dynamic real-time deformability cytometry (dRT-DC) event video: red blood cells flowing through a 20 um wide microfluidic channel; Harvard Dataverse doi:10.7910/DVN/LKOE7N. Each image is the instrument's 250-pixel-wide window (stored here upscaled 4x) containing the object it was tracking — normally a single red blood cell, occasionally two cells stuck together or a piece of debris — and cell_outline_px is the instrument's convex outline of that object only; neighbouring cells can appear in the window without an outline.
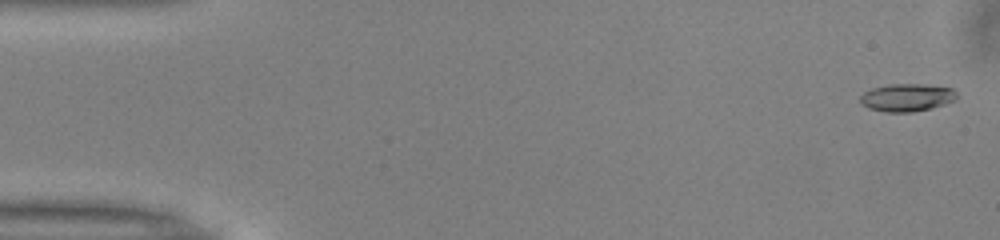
{"species": "common noctule bat (a hibernating species)", "species_latin": "Nyctalus noctula", "temperature_condition": "warm", "stored_images_in_passage": 52, "camera_frame_rate_fps": 3000, "um_per_image_px": 0.085, "animal": {"sex": "male", "body_mass_g": 13.0, "forearm_length_mm": 53.1}, "frame": {"image": 1, "passage_image": 2, "time_ms": 0.333, "image_size_px": [1000, 240], "cell_outline_px": [[956, 100], [932, 108], [912, 112], [884, 112], [868, 108], [860, 100], [860, 96], [864, 92], [872, 88], [888, 84], [924, 84], [952, 88], [956, 92]], "centroid_in_image_um": [77.09, 8.29], "position_along_channel_um": 7.9, "area_um2": 15.61}}
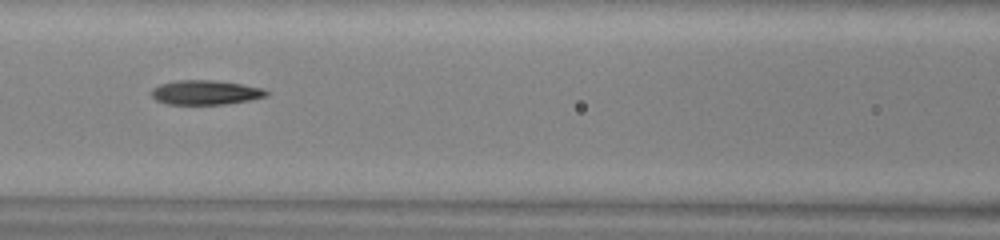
{"frame": {"image": 2, "passage_image": 23, "time_ms": 7.333, "image_size_px": [1000, 240], "cell_outline_px": [[268, 96], [248, 100], [224, 104], [168, 104], [156, 100], [152, 96], [152, 88], [160, 84], [176, 80], [212, 80], [240, 84], [264, 88], [268, 92]], "centroid_in_image_um": [17.46, 7.85], "position_along_channel_um": 149.1, "area_um2": 16.24}}
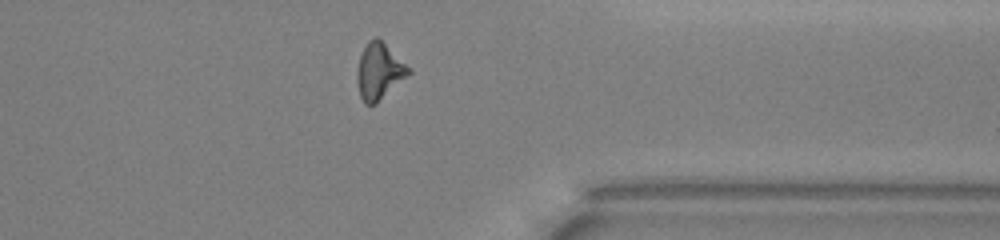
{"frame": {"image": 3, "passage_image": 41, "time_ms": 13.333, "image_size_px": [1000, 240], "cell_outline_px": [[412, 72], [376, 104], [364, 104], [360, 96], [356, 80], [356, 72], [360, 56], [368, 40], [376, 36], [412, 68]], "centroid_in_image_um": [32.23, 6.07], "position_along_channel_um": 379.2, "area_um2": 16.99}, "authors_computed_cell_mechanics": {"area_um2": 15.9528, "velocity_mm_per_s": 4.0046, "shape_relaxation_time_tau1_ms": 3.0321, "shape_relaxation_time_tau2_ms": 6.7207, "deformation_change_tau1": 0.1645, "deformation_change_tau2": 0.1966}}